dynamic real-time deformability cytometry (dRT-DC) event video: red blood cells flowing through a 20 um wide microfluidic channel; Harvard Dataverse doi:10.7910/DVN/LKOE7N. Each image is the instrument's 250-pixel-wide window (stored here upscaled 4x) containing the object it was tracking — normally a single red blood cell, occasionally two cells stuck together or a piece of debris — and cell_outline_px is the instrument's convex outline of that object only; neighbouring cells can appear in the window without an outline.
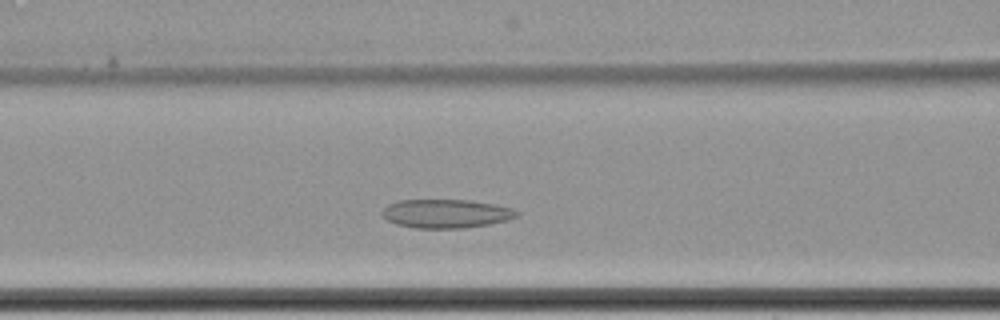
{"species": "common noctule bat (a hibernating species)", "species_latin": "Nyctalus noctula", "temperature_condition": "cold", "stored_images_in_passage": 44, "camera_frame_rate_fps": 3000, "um_per_image_px": 0.085, "animal": {"sex": "female", "body_mass_g": 22.7, "forearm_length_mm": 54.2}, "frame": {"image": 1, "passage_image": 16, "time_ms": 5.0, "image_size_px": [1000, 320], "cell_outline_px": [[520, 216], [508, 220], [488, 224], [464, 228], [412, 228], [396, 224], [380, 216], [380, 212], [388, 204], [396, 200], [468, 200], [496, 204], [512, 208], [520, 212]], "centroid_in_image_um": [37.91, 18.15], "position_along_channel_um": 128.7, "area_um2": 22.83}}
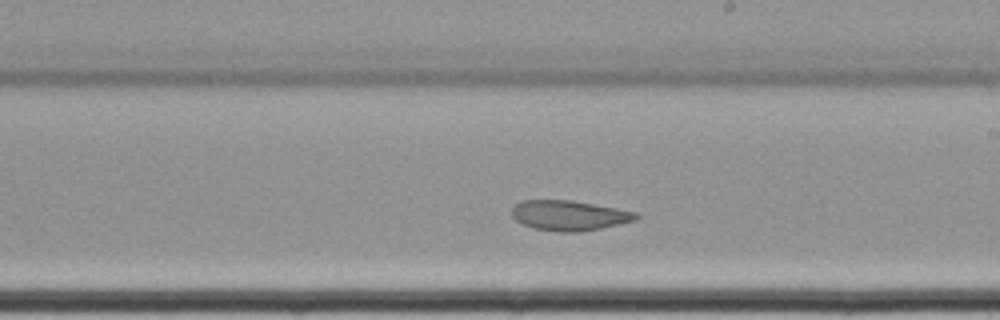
{"frame": {"image": 2, "passage_image": 26, "time_ms": 8.333, "image_size_px": [1000, 320], "cell_outline_px": [[640, 216], [636, 220], [620, 224], [580, 232], [556, 232], [532, 228], [516, 220], [512, 216], [512, 208], [520, 200], [572, 200], [640, 212]], "centroid_in_image_um": [48.41, 18.31], "position_along_channel_um": 240.6, "area_um2": 22.02}}
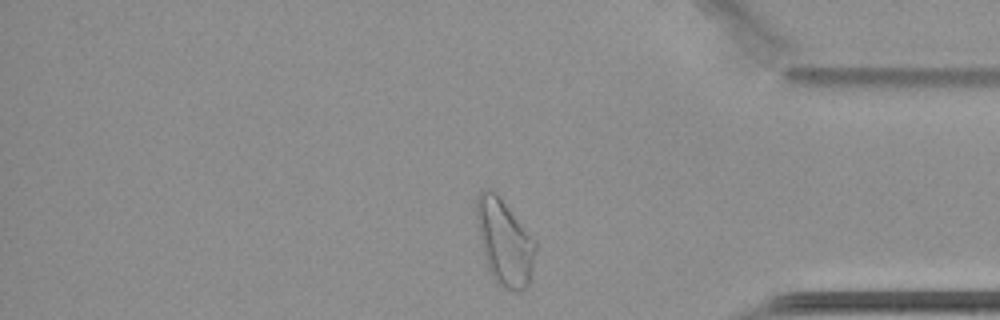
{"frame": {"image": 3, "passage_image": 41, "time_ms": 13.333, "image_size_px": [1000, 320], "cell_outline_px": [[536, 252], [528, 284], [520, 292], [516, 292], [504, 288], [492, 276], [488, 268], [476, 220], [476, 196], [484, 188], [488, 188], [496, 192], [500, 196], [536, 240]], "centroid_in_image_um": [42.9, 20.54], "position_along_channel_um": 392.3, "area_um2": 29.36}, "authors_computed_cell_mechanics": {"area_um2": 23.3801, "velocity_mm_per_s": 3.3639, "shape_relaxation_time_tau1_ms": null, "shape_relaxation_time_tau2_ms": 4.7546, "deformation_change_tau1": null, "deformation_change_tau2": 0.0971}}